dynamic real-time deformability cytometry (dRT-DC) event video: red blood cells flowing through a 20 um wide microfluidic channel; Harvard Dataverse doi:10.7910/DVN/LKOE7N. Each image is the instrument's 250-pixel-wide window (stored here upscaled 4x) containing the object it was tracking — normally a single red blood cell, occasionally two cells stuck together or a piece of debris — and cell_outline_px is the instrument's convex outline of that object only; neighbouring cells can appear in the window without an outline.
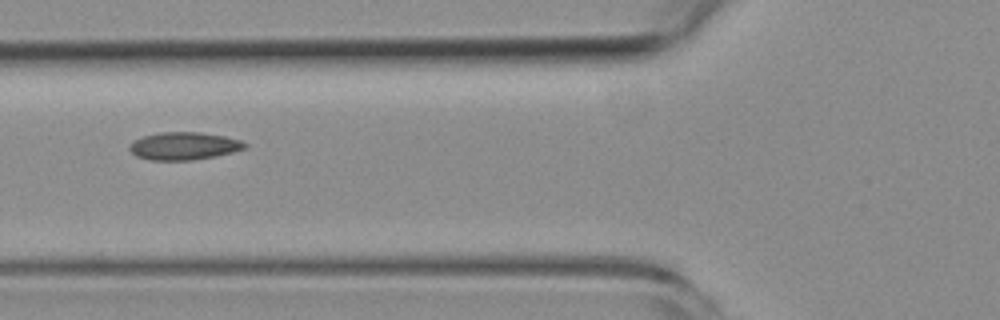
{"species": "common noctule bat (a hibernating species)", "species_latin": "Nyctalus noctula", "temperature_condition": "room temperature", "stored_images_in_passage": 10, "camera_frame_rate_fps": 3000, "um_per_image_px": 0.085, "animal": {"sex": "female", "body_mass_g": 19.3, "forearm_length_mm": 54.1}, "frame": {"image": 1, "passage_image": 6, "time_ms": 6.0, "image_size_px": [1000, 320], "cell_outline_px": [[248, 144], [244, 148], [232, 152], [192, 160], [152, 160], [136, 156], [128, 148], [136, 140], [144, 136], [160, 132], [200, 132], [224, 136], [240, 140]], "centroid_in_image_um": [15.63, 12.4], "position_along_channel_um": 110.2, "area_um2": 18.26}}
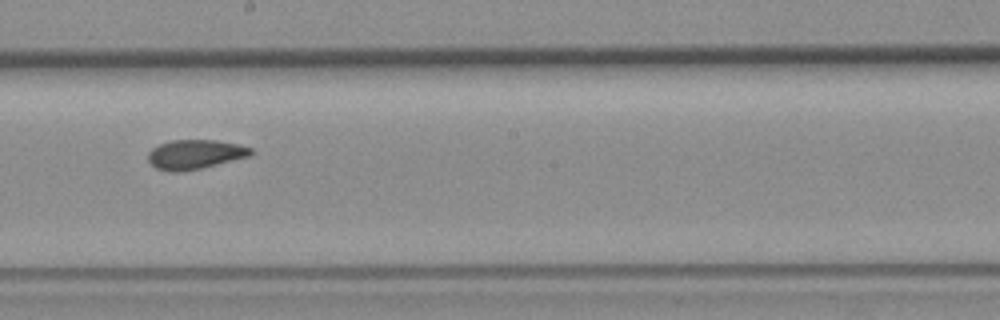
{"frame": {"image": 2, "passage_image": 9, "time_ms": 9.333, "image_size_px": [1000, 320], "cell_outline_px": [[252, 152], [248, 156], [200, 168], [176, 172], [172, 172], [156, 168], [148, 160], [148, 152], [152, 148], [160, 144], [172, 140], [216, 140], [240, 144], [252, 148]], "centroid_in_image_um": [16.55, 13.11], "position_along_channel_um": 231.6, "area_um2": 17.34}}
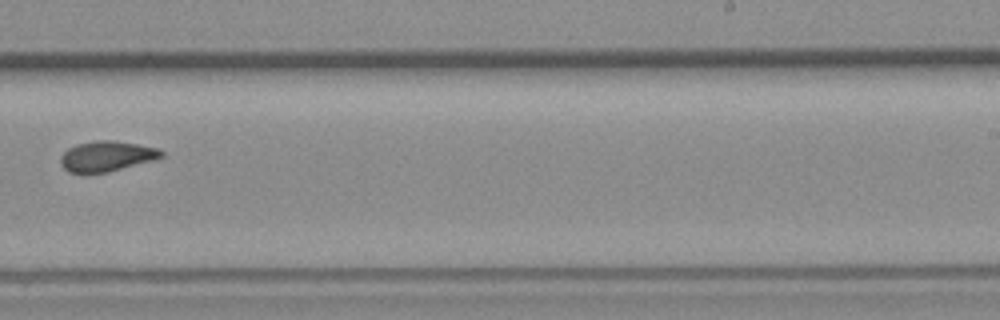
{"frame": {"image": 3, "passage_image": 10, "time_ms": 10.667, "image_size_px": [1000, 320], "cell_outline_px": [[164, 156], [152, 160], [108, 172], [68, 172], [60, 164], [60, 156], [68, 148], [76, 144], [96, 140], [112, 140], [160, 148], [164, 152]], "centroid_in_image_um": [9.06, 13.26], "position_along_channel_um": 279.9, "area_um2": 17.69}}